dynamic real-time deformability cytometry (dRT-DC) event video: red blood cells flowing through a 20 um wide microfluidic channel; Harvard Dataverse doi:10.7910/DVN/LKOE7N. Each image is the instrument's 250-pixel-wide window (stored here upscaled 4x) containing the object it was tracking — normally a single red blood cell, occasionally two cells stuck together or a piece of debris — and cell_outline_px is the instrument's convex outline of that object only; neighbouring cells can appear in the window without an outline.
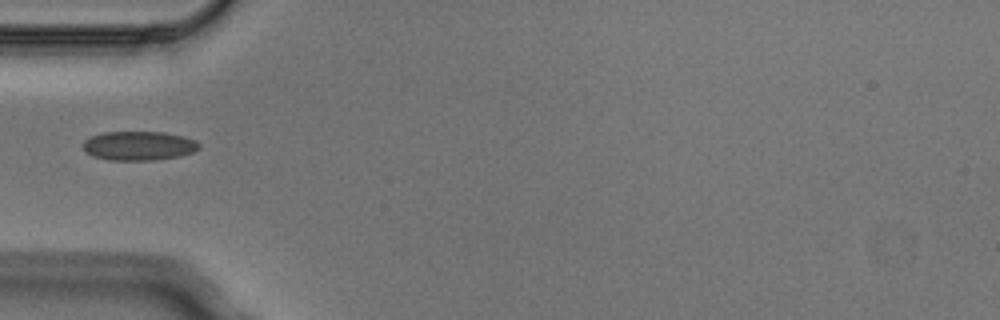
{"species": "Egyptian fruit bat (a non-hibernating species)", "species_latin": "Rousettus aegyptiacus", "temperature_condition": "cold", "stored_images_in_passage": 1, "camera_frame_rate_fps": 3000, "um_per_image_px": 0.085, "animal": {"sex": "male"}, "frame": {"image": 1, "passage_image": 1, "time_ms": 0.0, "image_size_px": [1000, 320], "cell_outline_px": [[200, 148], [192, 152], [180, 156], [152, 160], [108, 160], [92, 156], [84, 152], [80, 144], [84, 140], [92, 136], [104, 132], [164, 132], [184, 136], [196, 140], [200, 144]], "centroid_in_image_um": [11.76, 12.39], "position_along_channel_um": 73.2, "area_um2": 19.94}}